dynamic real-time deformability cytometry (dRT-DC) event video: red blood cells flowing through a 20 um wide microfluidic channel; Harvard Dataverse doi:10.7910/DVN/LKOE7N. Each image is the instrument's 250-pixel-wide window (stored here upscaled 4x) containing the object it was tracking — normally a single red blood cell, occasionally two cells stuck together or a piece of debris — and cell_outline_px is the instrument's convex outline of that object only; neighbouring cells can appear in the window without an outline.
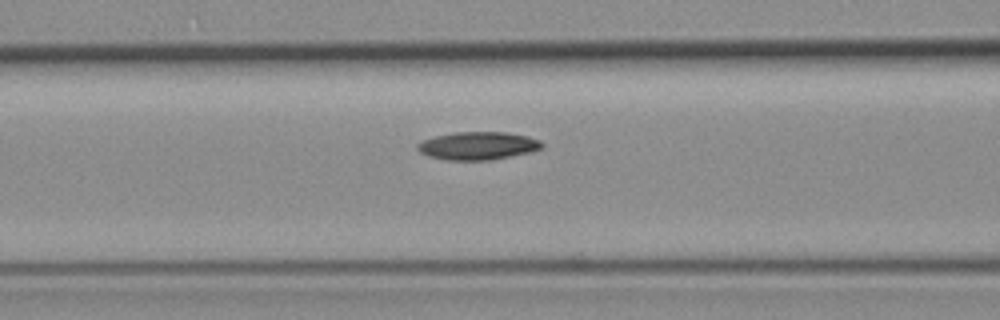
{"species": "common noctule bat (a hibernating species)", "species_latin": "Nyctalus noctula", "temperature_condition": "room temperature", "stored_images_in_passage": 4, "camera_frame_rate_fps": 3000, "um_per_image_px": 0.085, "animal": {"sex": "female", "body_mass_g": 19.3, "forearm_length_mm": 54.1}, "frame": {"image": 1, "passage_image": 4, "time_ms": 5.0, "image_size_px": [1000, 320], "cell_outline_px": [[544, 144], [540, 148], [528, 152], [488, 160], [444, 160], [428, 156], [420, 152], [416, 148], [416, 144], [424, 140], [436, 136], [456, 132], [504, 132], [528, 136], [540, 140]], "centroid_in_image_um": [40.58, 12.39], "position_along_channel_um": 126.0, "area_um2": 20.06}}